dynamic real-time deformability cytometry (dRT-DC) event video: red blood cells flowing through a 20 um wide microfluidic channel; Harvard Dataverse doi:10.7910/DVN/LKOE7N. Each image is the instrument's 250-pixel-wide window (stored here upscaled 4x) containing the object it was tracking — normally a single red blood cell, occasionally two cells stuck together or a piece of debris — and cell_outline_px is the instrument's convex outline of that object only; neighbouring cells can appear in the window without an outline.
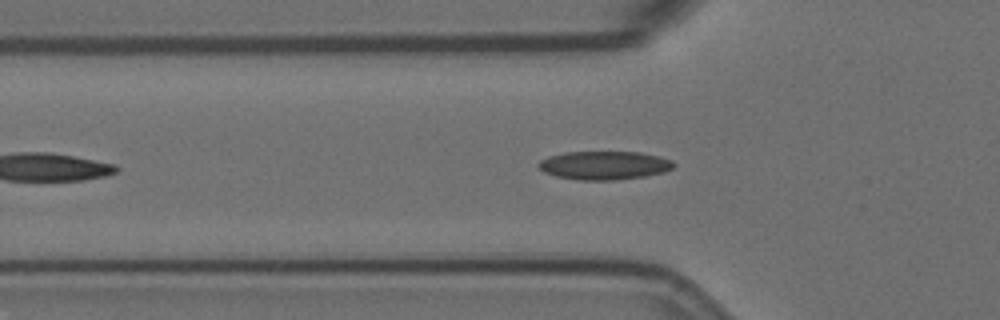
{"species": "Egyptian fruit bat (a non-hibernating species)", "species_latin": "Rousettus aegyptiacus", "temperature_condition": "room temperature", "stored_images_in_passage": 43, "camera_frame_rate_fps": 3000, "um_per_image_px": 0.085, "animal": {"sex": "female"}, "frame": {"image": 1, "passage_image": 9, "time_ms": 2.667, "image_size_px": [1000, 320], "cell_outline_px": [[676, 164], [672, 168], [664, 172], [644, 176], [616, 180], [580, 180], [556, 176], [544, 172], [536, 164], [540, 160], [548, 156], [564, 152], [640, 152], [660, 156], [672, 160]], "centroid_in_image_um": [51.36, 14.05], "position_along_channel_um": 74.4, "area_um2": 22.54}}
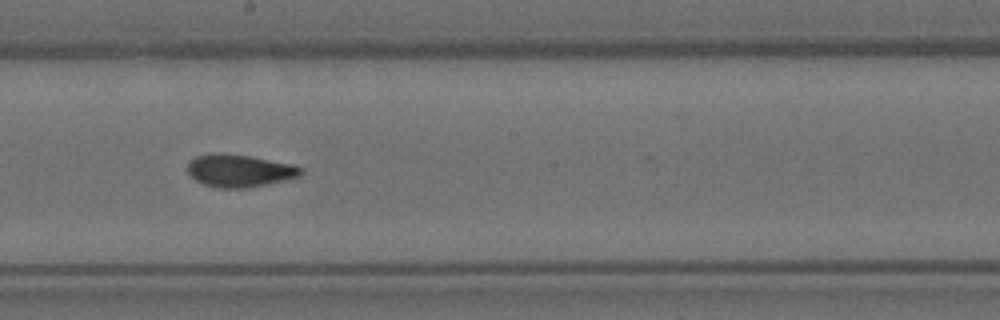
{"frame": {"image": 2, "passage_image": 22, "time_ms": 7.0, "image_size_px": [1000, 320], "cell_outline_px": [[304, 172], [300, 176], [284, 180], [248, 188], [220, 188], [204, 184], [196, 180], [188, 172], [188, 164], [196, 156], [212, 152], [220, 152], [248, 156], [292, 164], [304, 168]], "centroid_in_image_um": [20.37, 14.5], "position_along_channel_um": 227.8, "area_um2": 21.44}}
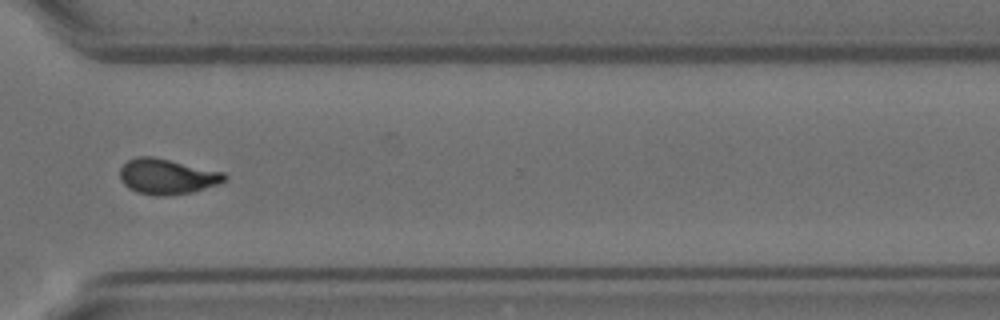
{"frame": {"image": 3, "passage_image": 33, "time_ms": 10.667, "image_size_px": [1000, 320], "cell_outline_px": [[228, 180], [192, 192], [168, 196], [156, 196], [136, 192], [128, 188], [120, 180], [120, 168], [128, 160], [136, 156], [152, 156], [224, 172], [228, 176]], "centroid_in_image_um": [14.18, 15.0], "position_along_channel_um": 356.4, "area_um2": 21.68}, "authors_computed_cell_mechanics": {"area_um2": 21.386, "velocity_mm_per_s": 3.5182, "shape_relaxation_time_tau1_ms": 8.1826, "shape_relaxation_time_tau2_ms": 2.462, "deformation_change_tau1": 0.1972, "deformation_change_tau2": 0.074}}